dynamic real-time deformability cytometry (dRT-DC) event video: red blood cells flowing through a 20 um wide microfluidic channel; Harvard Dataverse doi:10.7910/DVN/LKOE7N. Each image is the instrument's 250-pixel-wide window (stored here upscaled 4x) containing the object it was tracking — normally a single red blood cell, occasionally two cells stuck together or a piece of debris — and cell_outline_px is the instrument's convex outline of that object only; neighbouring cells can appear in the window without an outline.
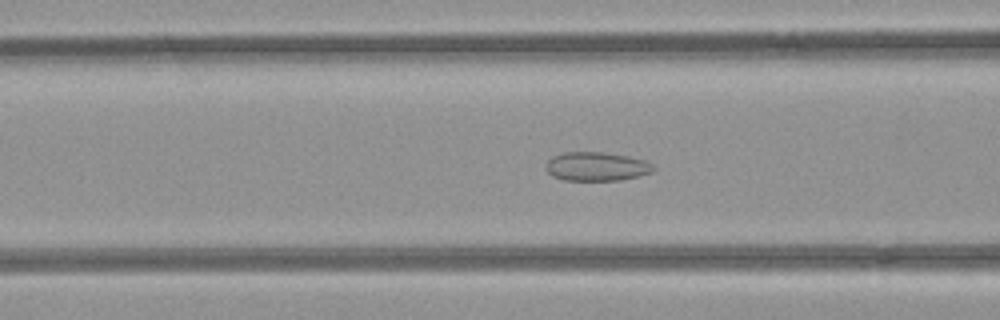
{"species": "common noctule bat (a hibernating species)", "species_latin": "Nyctalus noctula", "temperature_condition": "room temperature", "stored_images_in_passage": 53, "camera_frame_rate_fps": 3000, "um_per_image_px": 0.085, "animal": {"sex": "female", "body_mass_g": 21.9}, "frame": {"image": 1, "passage_image": 20, "time_ms": 6.333, "image_size_px": [1000, 320], "cell_outline_px": [[656, 168], [652, 172], [640, 176], [620, 180], [564, 180], [552, 176], [544, 168], [548, 160], [552, 156], [564, 152], [604, 152], [628, 156], [644, 160], [652, 164]], "centroid_in_image_um": [50.7, 14.15], "position_along_channel_um": 115.9, "area_um2": 18.21}}
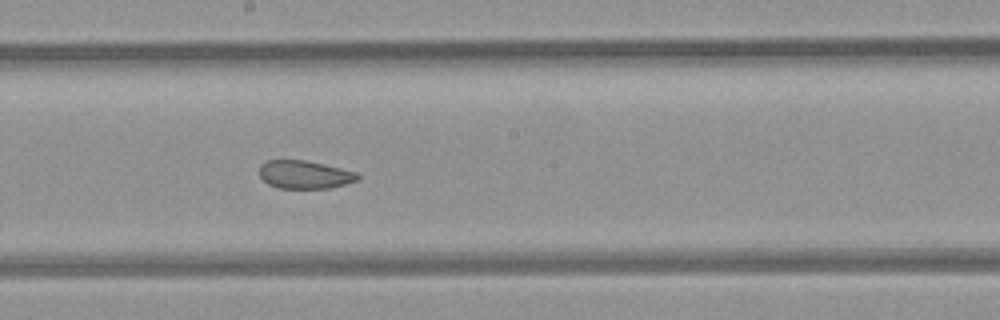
{"frame": {"image": 2, "passage_image": 28, "time_ms": 9.0, "image_size_px": [1000, 320], "cell_outline_px": [[360, 180], [328, 188], [280, 188], [268, 184], [260, 176], [260, 164], [268, 160], [304, 160], [356, 172], [360, 176]], "centroid_in_image_um": [25.89, 14.84], "position_along_channel_um": 222.3, "area_um2": 15.9}}
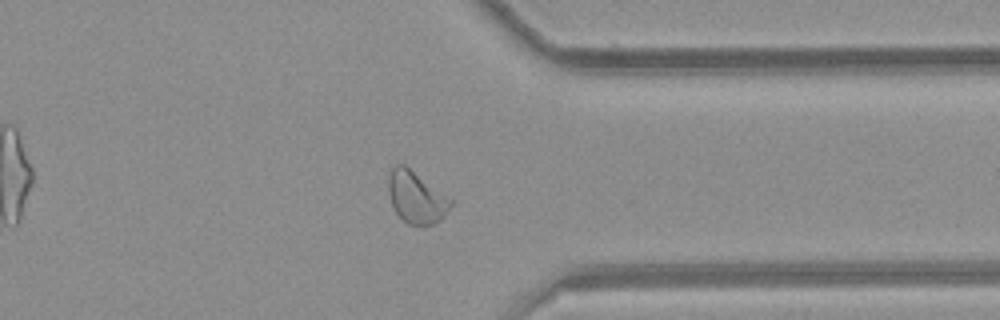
{"frame": {"image": 3, "passage_image": 40, "time_ms": 13.0, "image_size_px": [1000, 320], "cell_outline_px": [[452, 204], [444, 216], [436, 224], [420, 228], [416, 228], [408, 224], [396, 212], [392, 204], [388, 192], [388, 176], [392, 168], [396, 164], [404, 164], [452, 200]], "centroid_in_image_um": [35.37, 16.82], "position_along_channel_um": 376.0, "area_um2": 18.9}, "authors_computed_cell_mechanics": {"area_um2": 20.5768, "velocity_mm_per_s": 3.983, "shape_relaxation_time_tau1_ms": null, "shape_relaxation_time_tau2_ms": 1.3879, "deformation_change_tau1": null, "deformation_change_tau2": 0.0677}}